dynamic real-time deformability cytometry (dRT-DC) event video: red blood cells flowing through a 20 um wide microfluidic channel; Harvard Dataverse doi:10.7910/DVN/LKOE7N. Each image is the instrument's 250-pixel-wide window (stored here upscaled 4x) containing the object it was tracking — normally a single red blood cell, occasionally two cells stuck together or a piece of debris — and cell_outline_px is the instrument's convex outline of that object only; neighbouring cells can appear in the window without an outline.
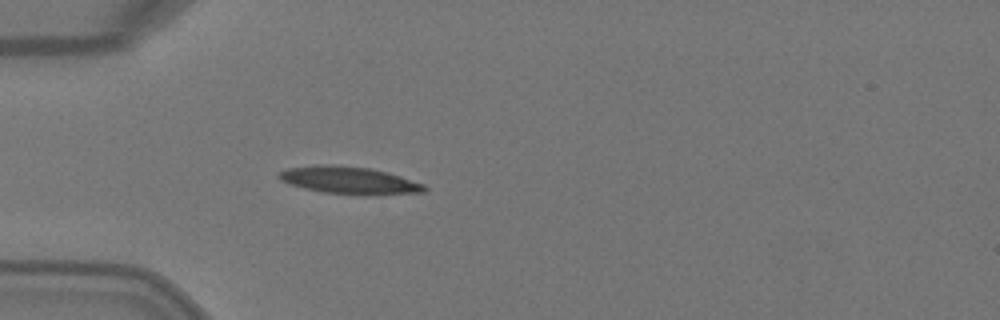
{"species": "Egyptian fruit bat (a non-hibernating species)", "species_latin": "Rousettus aegyptiacus", "temperature_condition": "warm", "stored_images_in_passage": 5, "camera_frame_rate_fps": 3000, "um_per_image_px": 0.085, "animal": {"sex": "female"}, "frame": {"image": 1, "passage_image": 5, "time_ms": 1.333, "image_size_px": [1000, 320], "cell_outline_px": [[428, 188], [424, 192], [368, 196], [320, 192], [288, 184], [280, 180], [276, 176], [280, 172], [288, 168], [316, 164], [332, 164], [372, 168], [388, 172], [424, 184]], "centroid_in_image_um": [29.68, 15.33], "position_along_channel_um": 55.3, "area_um2": 23.7}}